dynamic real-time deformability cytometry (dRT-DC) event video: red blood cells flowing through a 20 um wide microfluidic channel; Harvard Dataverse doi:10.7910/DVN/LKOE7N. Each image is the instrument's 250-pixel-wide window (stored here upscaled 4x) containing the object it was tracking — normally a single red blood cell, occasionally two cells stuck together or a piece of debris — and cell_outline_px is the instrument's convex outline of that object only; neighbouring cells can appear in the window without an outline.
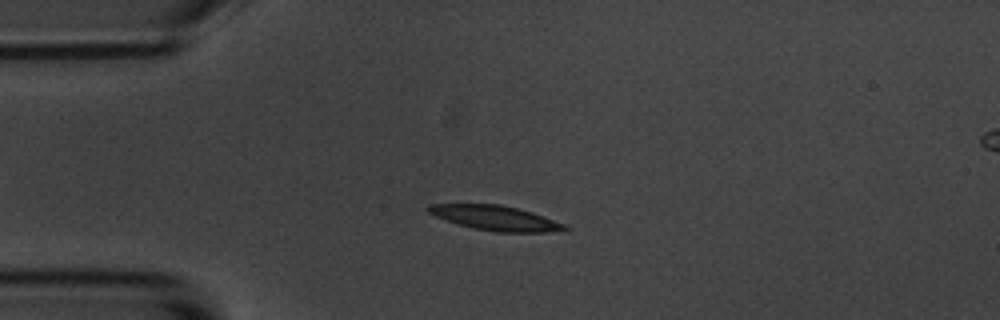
{"species": "common noctule bat (a hibernating species)", "species_latin": "Nyctalus noctula", "temperature_condition": "room temperature", "stored_images_in_passage": 6, "camera_frame_rate_fps": 3000, "um_per_image_px": 0.085, "animal": {"sex": "male", "body_mass_g": 20.1, "forearm_length_mm": 53.5}, "frame": {"image": 1, "passage_image": 3, "time_ms": 2.333, "image_size_px": [1000, 320], "cell_outline_px": [[572, 228], [548, 232], [496, 232], [472, 228], [456, 224], [436, 216], [428, 212], [424, 208], [428, 204], [500, 204], [532, 212], [564, 224]], "centroid_in_image_um": [42.06, 18.53], "position_along_channel_um": 42.9, "area_um2": 19.65}}
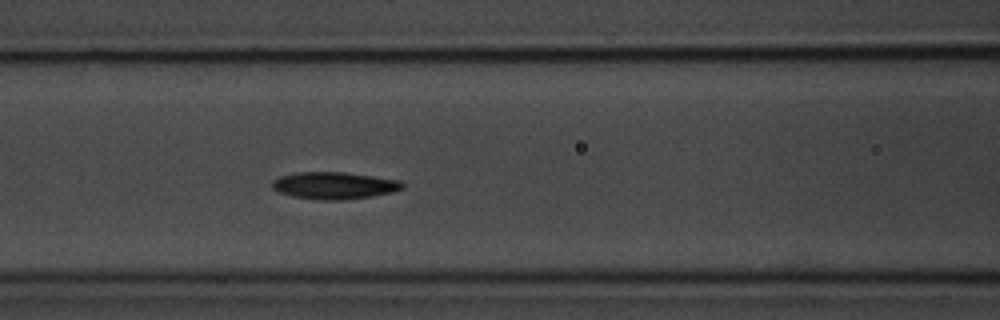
{"frame": {"image": 2, "passage_image": 6, "time_ms": 5.667, "image_size_px": [1000, 320], "cell_outline_px": [[404, 188], [392, 192], [372, 196], [344, 200], [320, 200], [292, 196], [280, 192], [272, 188], [272, 180], [280, 176], [296, 172], [344, 172], [400, 180], [404, 184]], "centroid_in_image_um": [28.41, 15.77], "position_along_channel_um": 138.2, "area_um2": 20.58}}